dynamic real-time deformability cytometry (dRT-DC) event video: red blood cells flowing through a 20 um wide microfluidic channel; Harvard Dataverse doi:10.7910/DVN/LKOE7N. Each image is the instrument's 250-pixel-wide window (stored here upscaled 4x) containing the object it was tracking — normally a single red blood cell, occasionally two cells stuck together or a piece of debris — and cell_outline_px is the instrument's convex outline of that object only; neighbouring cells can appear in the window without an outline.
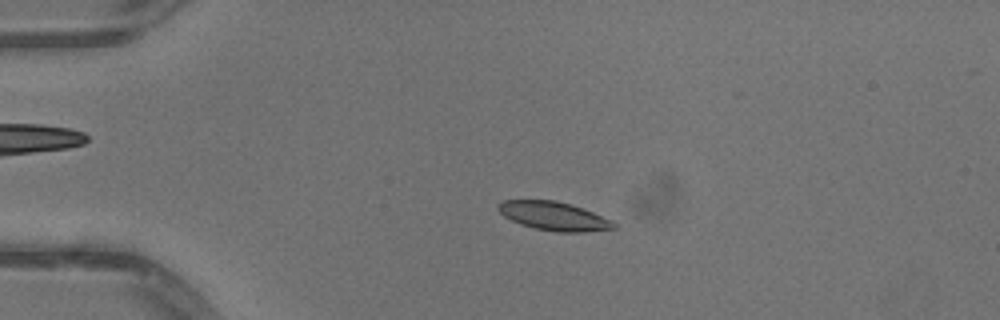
{"species": "common noctule bat (a hibernating species)", "species_latin": "Nyctalus noctula", "temperature_condition": "warm", "stored_images_in_passage": 41, "camera_frame_rate_fps": 3000, "um_per_image_px": 0.085, "animal": {"sex": "male", "body_mass_g": 13.3}, "frame": {"image": 1, "passage_image": 2, "time_ms": 0.333, "image_size_px": [1000, 320], "cell_outline_px": [[616, 228], [584, 232], [556, 232], [536, 228], [520, 224], [504, 216], [496, 208], [496, 204], [504, 200], [556, 200], [572, 204], [612, 220], [616, 224]], "centroid_in_image_um": [47.06, 18.36], "position_along_channel_um": 37.9, "area_um2": 19.31}}
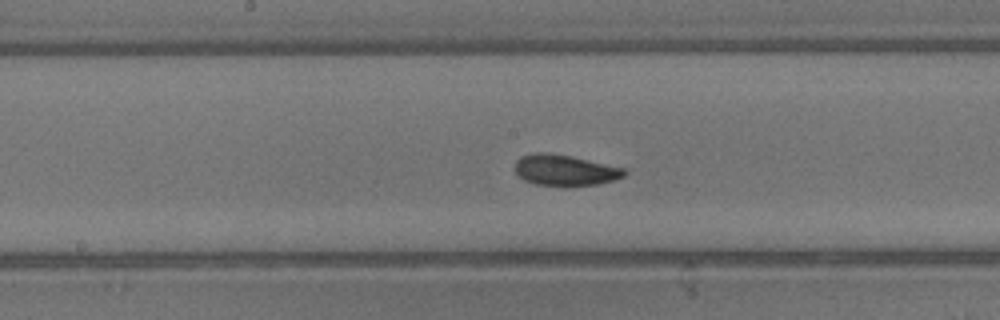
{"frame": {"image": 2, "passage_image": 17, "time_ms": 5.333, "image_size_px": [1000, 320], "cell_outline_px": [[628, 172], [624, 176], [612, 180], [596, 184], [568, 188], [564, 188], [536, 184], [524, 180], [516, 172], [516, 160], [520, 156], [536, 152], [544, 152], [572, 156], [624, 168]], "centroid_in_image_um": [48.01, 14.49], "position_along_channel_um": 200.2, "area_um2": 20.06}}
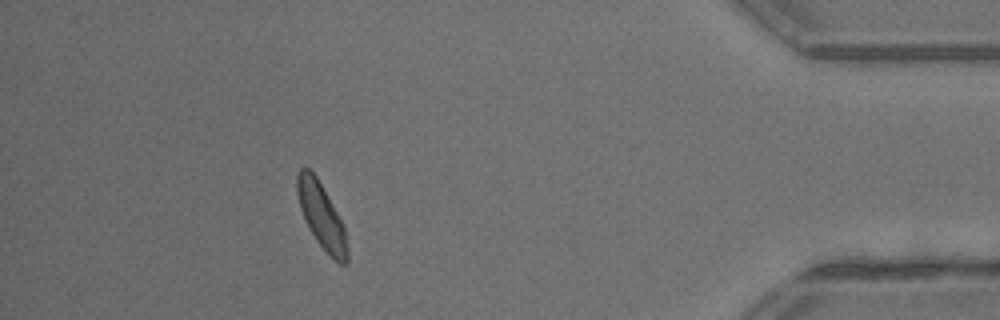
{"frame": {"image": 3, "passage_image": 36, "time_ms": 11.667, "image_size_px": [1000, 320], "cell_outline_px": [[348, 264], [340, 264], [316, 240], [300, 208], [296, 192], [296, 176], [300, 168], [308, 168], [316, 176], [336, 212], [344, 228], [348, 248]], "centroid_in_image_um": [27.31, 18.33], "position_along_channel_um": 407.9, "area_um2": 18.38}, "authors_computed_cell_mechanics": {"area_um2": 19.363, "velocity_mm_per_s": 4.0888, "shape_relaxation_time_tau1_ms": 2.3014, "shape_relaxation_time_tau2_ms": 3.6698, "deformation_change_tau1": 0.0934, "deformation_change_tau2": 0.0836}}